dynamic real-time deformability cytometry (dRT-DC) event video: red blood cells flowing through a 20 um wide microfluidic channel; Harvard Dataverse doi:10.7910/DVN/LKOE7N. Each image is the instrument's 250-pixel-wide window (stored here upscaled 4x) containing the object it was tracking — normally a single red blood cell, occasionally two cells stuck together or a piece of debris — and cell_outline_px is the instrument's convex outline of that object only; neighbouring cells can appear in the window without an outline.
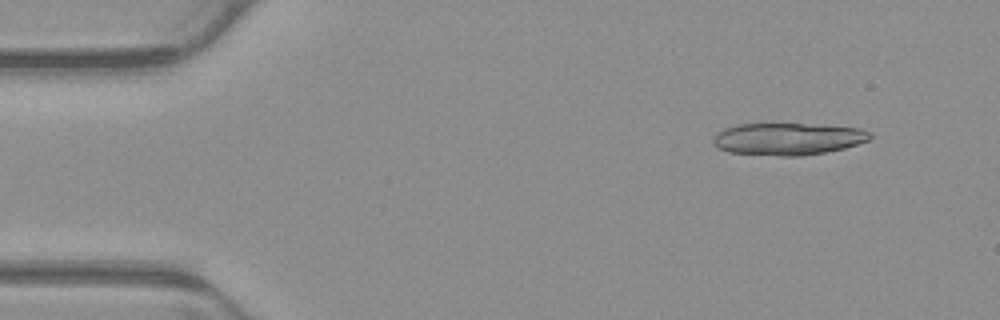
{"species": "common noctule bat (a hibernating species)", "species_latin": "Nyctalus noctula", "temperature_condition": "warm", "stored_images_in_passage": 7, "segment_of_instrument_passage": [1, 2], "camera_frame_rate_fps": 3000, "um_per_image_px": 0.085, "animal": {"sex": "male", "body_mass_g": 23.1, "forearm_length_mm": 52.7}, "frame": {"image": 1, "passage_image": 2, "time_ms": 0.333, "image_size_px": [1000, 320], "cell_outline_px": [[872, 136], [868, 140], [844, 148], [824, 152], [800, 156], [780, 156], [728, 152], [716, 148], [712, 140], [716, 132], [724, 128], [736, 124], [764, 120], [772, 120], [860, 128], [868, 132]], "centroid_in_image_um": [66.86, 11.74], "position_along_channel_um": 18.1, "area_um2": 30.69}}